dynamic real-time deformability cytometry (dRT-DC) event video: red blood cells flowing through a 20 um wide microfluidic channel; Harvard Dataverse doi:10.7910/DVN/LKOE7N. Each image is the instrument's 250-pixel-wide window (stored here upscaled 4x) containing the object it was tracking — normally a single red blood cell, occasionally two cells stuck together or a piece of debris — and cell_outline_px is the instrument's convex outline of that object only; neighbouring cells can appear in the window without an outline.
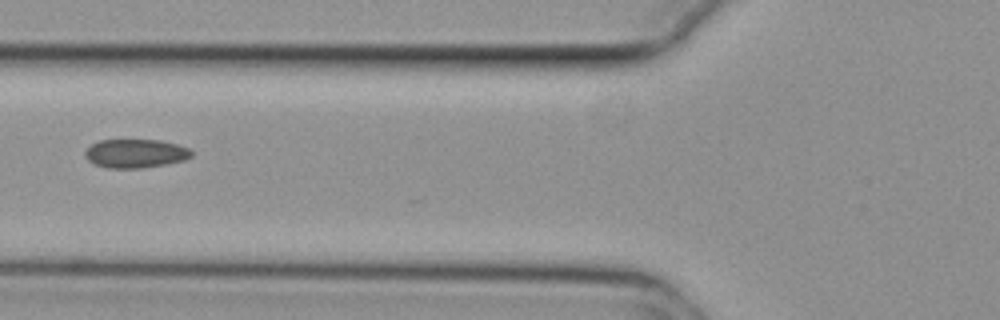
{"species": "common noctule bat (a hibernating species)", "species_latin": "Nyctalus noctula", "temperature_condition": "cold", "stored_images_in_passage": 4, "camera_frame_rate_fps": 3000, "um_per_image_px": 0.085, "animal": {"sex": "female", "body_mass_g": 29.2, "forearm_length_mm": 56.3}, "frame": {"image": 1, "passage_image": 3, "time_ms": 0.667, "image_size_px": [1000, 320], "cell_outline_px": [[192, 156], [184, 160], [164, 164], [140, 168], [108, 168], [96, 164], [88, 160], [84, 156], [84, 152], [92, 144], [100, 140], [164, 140], [192, 148]], "centroid_in_image_um": [11.55, 13.03], "position_along_channel_um": 114.2, "area_um2": 17.86}}